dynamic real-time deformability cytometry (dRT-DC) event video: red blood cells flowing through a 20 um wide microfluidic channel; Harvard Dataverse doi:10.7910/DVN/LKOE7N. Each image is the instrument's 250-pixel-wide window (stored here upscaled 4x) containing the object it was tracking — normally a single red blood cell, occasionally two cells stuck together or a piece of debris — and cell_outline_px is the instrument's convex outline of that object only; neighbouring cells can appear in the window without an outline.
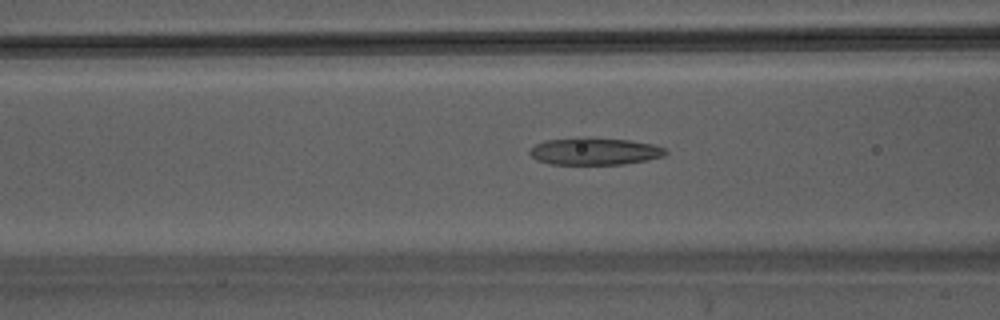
{"species": "Egyptian fruit bat (a non-hibernating species)", "species_latin": "Rousettus aegyptiacus", "temperature_condition": "warm", "stored_images_in_passage": 37, "camera_frame_rate_fps": 3000, "um_per_image_px": 0.085, "animal": {"sex": "male"}, "frame": {"image": 1, "passage_image": 10, "time_ms": 3.0, "image_size_px": [1000, 320], "cell_outline_px": [[668, 152], [664, 156], [648, 160], [624, 164], [548, 164], [536, 160], [528, 152], [536, 144], [544, 140], [576, 136], [584, 136], [628, 140], [652, 144], [664, 148]], "centroid_in_image_um": [50.51, 12.84], "position_along_channel_um": 116.1, "area_um2": 21.91}}
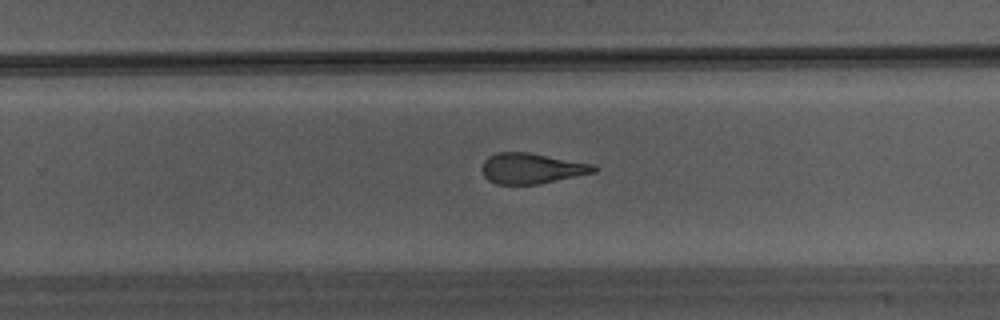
{"frame": {"image": 2, "passage_image": 21, "time_ms": 6.667, "image_size_px": [1000, 320], "cell_outline_px": [[600, 168], [596, 172], [540, 184], [496, 184], [488, 180], [484, 176], [480, 168], [484, 160], [488, 156], [496, 152], [528, 152], [596, 164]], "centroid_in_image_um": [45.21, 14.31], "position_along_channel_um": 284.6, "area_um2": 20.29}}
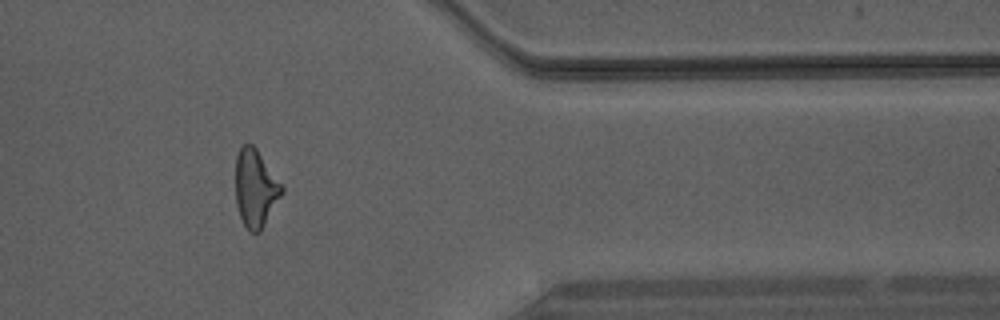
{"frame": {"image": 3, "passage_image": 29, "time_ms": 9.333, "image_size_px": [1000, 320], "cell_outline_px": [[284, 192], [260, 232], [248, 232], [240, 216], [236, 204], [236, 156], [240, 144], [252, 144], [256, 148], [284, 188]], "centroid_in_image_um": [21.71, 16.01], "position_along_channel_um": 389.7, "area_um2": 20.87}}